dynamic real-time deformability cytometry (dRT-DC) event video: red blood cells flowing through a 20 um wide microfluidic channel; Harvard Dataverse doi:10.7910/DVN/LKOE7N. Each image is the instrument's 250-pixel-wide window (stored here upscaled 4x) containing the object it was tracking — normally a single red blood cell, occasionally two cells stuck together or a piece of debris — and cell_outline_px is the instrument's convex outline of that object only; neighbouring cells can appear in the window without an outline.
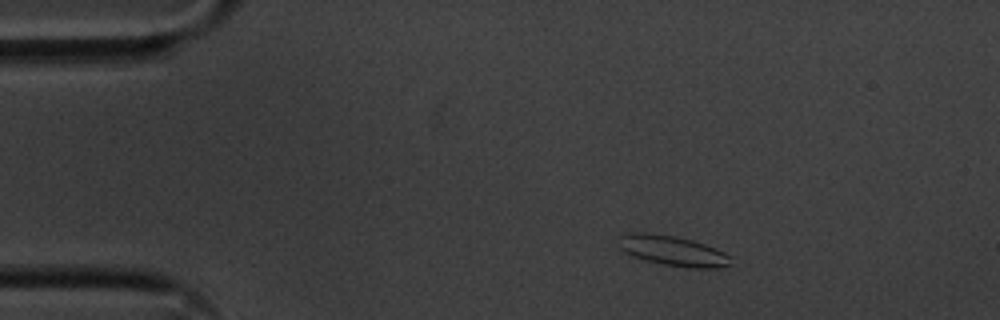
{"species": "common noctule bat (a hibernating species)", "species_latin": "Nyctalus noctula", "temperature_condition": "cold", "stored_images_in_passage": 47, "camera_frame_rate_fps": 3000, "um_per_image_px": 0.085, "animal": {"sex": "male", "body_mass_g": 20.1, "forearm_length_mm": 53.5}, "frame": {"image": 1, "passage_image": 1, "time_ms": 0.0, "image_size_px": [1000, 320], "cell_outline_px": [[732, 264], [716, 268], [692, 268], [664, 264], [632, 256], [624, 252], [620, 248], [620, 236], [632, 232], [648, 232], [676, 236], [692, 240], [716, 248], [732, 256]], "centroid_in_image_um": [57.23, 21.31], "position_along_channel_um": 27.8, "area_um2": 19.65}}
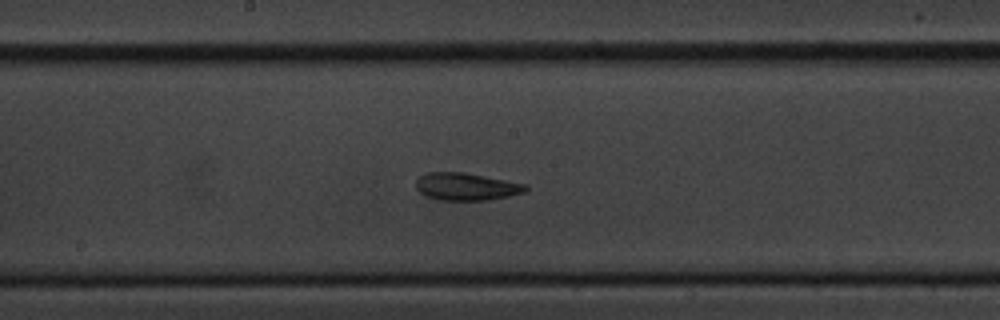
{"frame": {"image": 2, "passage_image": 21, "time_ms": 6.667, "image_size_px": [1000, 320], "cell_outline_px": [[528, 188], [524, 192], [508, 196], [484, 200], [440, 200], [428, 196], [420, 192], [416, 188], [416, 180], [420, 176], [428, 172], [464, 172], [528, 184]], "centroid_in_image_um": [39.64, 15.85], "position_along_channel_um": 208.6, "area_um2": 17.46}}
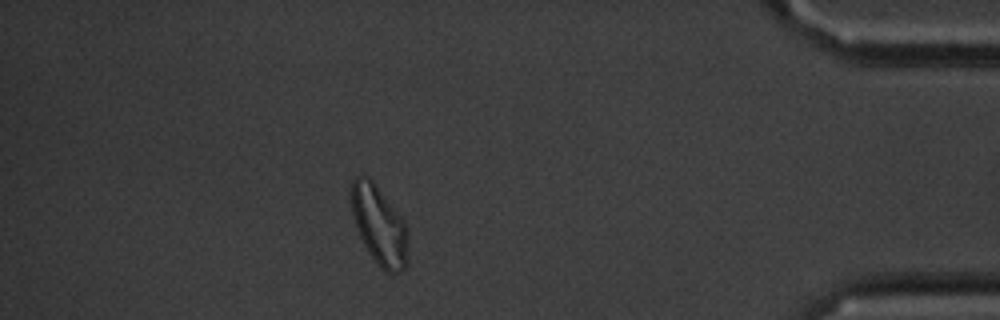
{"frame": {"image": 3, "passage_image": 41, "time_ms": 13.333, "image_size_px": [1000, 320], "cell_outline_px": [[408, 264], [400, 272], [388, 272], [380, 268], [368, 252], [356, 228], [352, 212], [352, 180], [356, 176], [368, 176], [372, 180], [404, 220], [408, 228]], "centroid_in_image_um": [32.27, 19.19], "position_along_channel_um": 402.9, "area_um2": 26.13}, "authors_computed_cell_mechanics": {"area_um2": 18.4382, "velocity_mm_per_s": 3.5812, "shape_relaxation_time_tau1_ms": 7.3744, "shape_relaxation_time_tau2_ms": 3.5876, "deformation_change_tau1": 0.1502, "deformation_change_tau2": 0.0957}}